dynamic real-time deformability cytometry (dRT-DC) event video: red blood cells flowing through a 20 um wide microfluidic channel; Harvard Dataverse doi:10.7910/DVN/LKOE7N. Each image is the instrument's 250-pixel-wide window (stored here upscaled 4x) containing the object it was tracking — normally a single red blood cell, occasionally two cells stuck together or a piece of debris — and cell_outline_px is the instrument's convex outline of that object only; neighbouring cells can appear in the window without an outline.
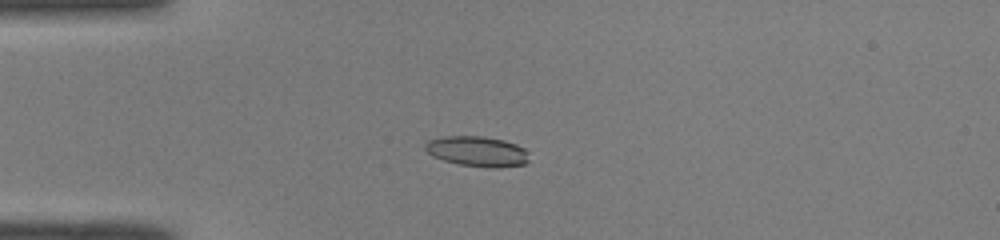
{"species": "common noctule bat (a hibernating species)", "species_latin": "Nyctalus noctula", "temperature_condition": "room temperature", "stored_images_in_passage": 40, "camera_frame_rate_fps": 3000, "um_per_image_px": 0.085, "animal": {"sex": "male", "body_mass_g": 19.0, "forearm_length_mm": 50.8}, "frame": {"image": 1, "passage_image": 8, "time_ms": 2.333, "image_size_px": [1000, 240], "cell_outline_px": [[528, 160], [524, 164], [500, 168], [492, 168], [460, 164], [444, 160], [432, 156], [424, 148], [424, 144], [428, 140], [444, 136], [484, 136], [504, 140], [516, 144], [524, 148], [528, 152]], "centroid_in_image_um": [40.57, 12.86], "position_along_channel_um": 44.4, "area_um2": 18.38}}
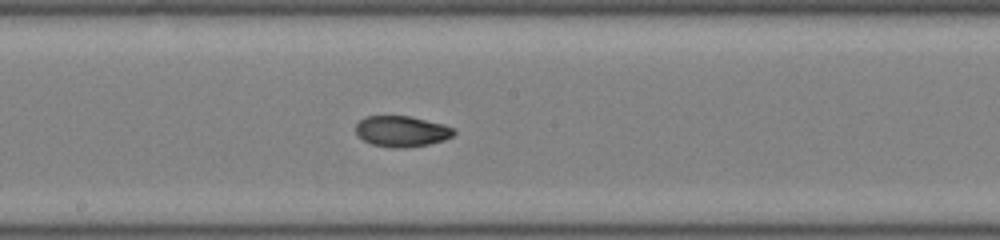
{"frame": {"image": 2, "passage_image": 22, "time_ms": 7.0, "image_size_px": [1000, 240], "cell_outline_px": [[456, 132], [452, 136], [444, 140], [428, 144], [404, 148], [396, 148], [372, 144], [364, 140], [356, 132], [356, 124], [364, 116], [412, 116], [440, 124], [452, 128]], "centroid_in_image_um": [34.12, 11.15], "position_along_channel_um": 214.1, "area_um2": 17.4}}
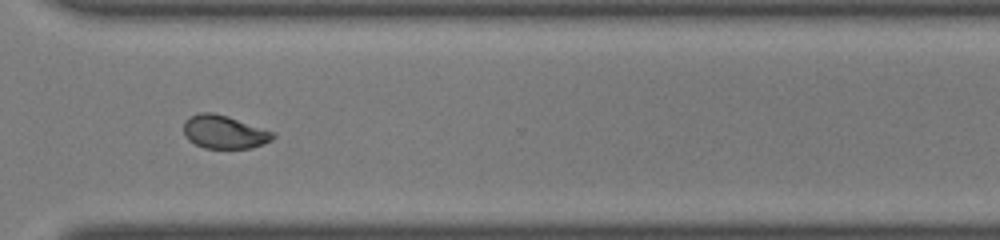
{"frame": {"image": 3, "passage_image": 32, "time_ms": 10.333, "image_size_px": [1000, 240], "cell_outline_px": [[276, 136], [272, 140], [252, 148], [204, 148], [188, 140], [184, 136], [184, 120], [188, 116], [200, 112], [212, 112], [228, 116], [276, 132]], "centroid_in_image_um": [19.06, 11.21], "position_along_channel_um": 351.5, "area_um2": 17.57}, "authors_computed_cell_mechanics": {"area_um2": 17.8024, "velocity_mm_per_s": 4.1061, "shape_relaxation_time_tau1_ms": null, "shape_relaxation_time_tau2_ms": 2.3593, "deformation_change_tau1": null, "deformation_change_tau2": 0.0581}}